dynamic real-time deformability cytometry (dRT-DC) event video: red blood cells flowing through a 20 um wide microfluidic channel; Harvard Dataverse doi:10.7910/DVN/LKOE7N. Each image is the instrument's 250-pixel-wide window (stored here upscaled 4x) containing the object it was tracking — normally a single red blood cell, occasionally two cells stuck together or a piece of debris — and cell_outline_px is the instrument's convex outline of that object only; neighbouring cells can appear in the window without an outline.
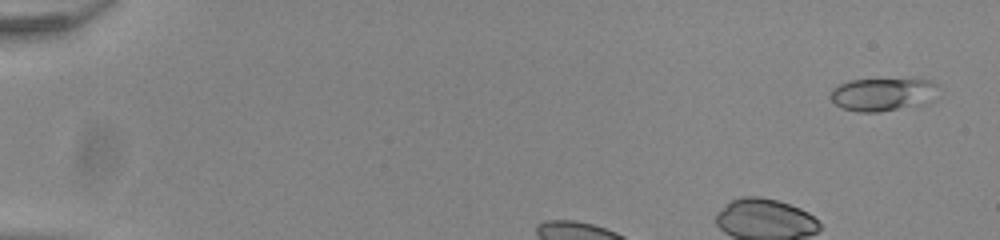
{"species": "common noctule bat (a hibernating species)", "species_latin": "Nyctalus noctula", "temperature_condition": "room temperature", "stored_images_in_passage": 8, "camera_frame_rate_fps": 3000, "um_per_image_px": 0.085, "animal": {"sex": "male", "body_mass_g": 20.0, "forearm_length_mm": 53.3}, "frame": {"image": 1, "passage_image": 3, "time_ms": 0.667, "image_size_px": [1000, 240], "cell_outline_px": [[940, 84], [936, 100], [924, 104], [880, 112], [856, 112], [840, 108], [828, 96], [832, 88], [848, 80], [912, 76], [932, 80]], "centroid_in_image_um": [75.14, 7.96], "position_along_channel_um": 9.9, "area_um2": 22.37}}